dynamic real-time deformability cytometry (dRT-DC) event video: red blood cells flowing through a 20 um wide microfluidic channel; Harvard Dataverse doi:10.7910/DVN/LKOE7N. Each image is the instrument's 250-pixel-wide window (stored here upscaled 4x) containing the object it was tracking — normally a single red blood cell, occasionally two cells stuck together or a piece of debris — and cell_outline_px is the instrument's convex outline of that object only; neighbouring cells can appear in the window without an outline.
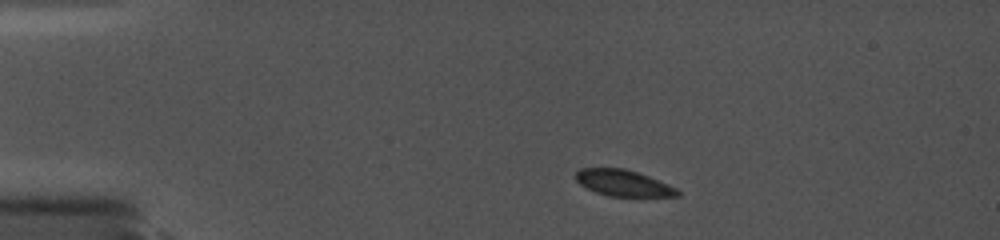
{"species": "common noctule bat (a hibernating species)", "species_latin": "Nyctalus noctula", "temperature_condition": "cold", "stored_images_in_passage": 12, "camera_frame_rate_fps": 5000, "um_per_image_px": 0.085, "animal": {"sex": "female", "body_mass_g": 19.0, "forearm_length_mm": 56.7}, "frame": {"image": 1, "passage_image": 1, "time_ms": 0.0, "image_size_px": [1000, 240], "cell_outline_px": [[680, 196], [608, 196], [596, 192], [580, 184], [576, 180], [576, 172], [580, 168], [624, 168], [648, 176], [668, 184], [676, 188], [680, 192]], "centroid_in_image_um": [52.97, 15.55], "position_along_channel_um": 32.0, "area_um2": 15.37}}
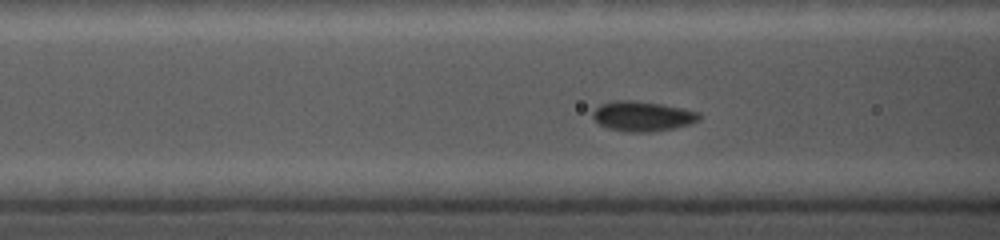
{"frame": {"image": 2, "passage_image": 11, "time_ms": 3.8, "image_size_px": [1000, 240], "cell_outline_px": [[700, 120], [692, 124], [652, 132], [624, 132], [608, 128], [600, 124], [592, 116], [592, 112], [600, 104], [616, 100], [636, 100], [660, 104], [700, 112]], "centroid_in_image_um": [54.61, 9.88], "position_along_channel_um": 112.0, "area_um2": 18.61}}